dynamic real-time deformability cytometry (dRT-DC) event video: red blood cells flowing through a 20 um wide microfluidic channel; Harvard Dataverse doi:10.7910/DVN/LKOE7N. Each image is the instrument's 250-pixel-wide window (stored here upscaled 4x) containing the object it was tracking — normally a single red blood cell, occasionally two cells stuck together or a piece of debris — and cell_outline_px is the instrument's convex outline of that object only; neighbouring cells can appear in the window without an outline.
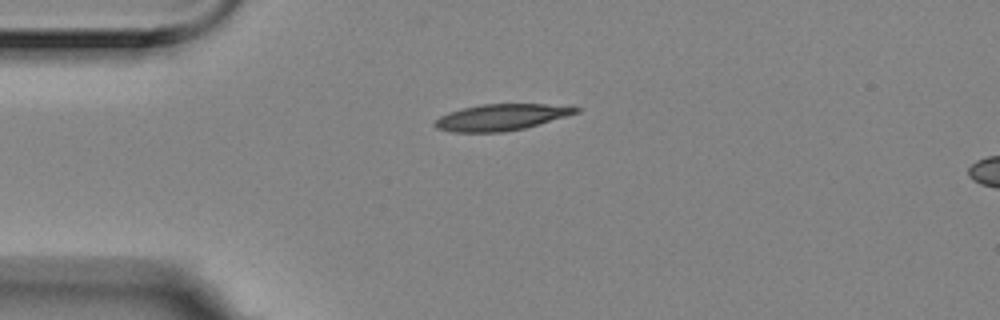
{"species": "Egyptian fruit bat (a non-hibernating species)", "species_latin": "Rousettus aegyptiacus", "temperature_condition": "room temperature", "stored_images_in_passage": 4, "segment_of_instrument_passage": [1, 2], "camera_frame_rate_fps": 3000, "um_per_image_px": 0.085, "animal": {"sex": "female"}, "frame": {"image": 1, "passage_image": 2, "time_ms": 0.333, "image_size_px": [1000, 320], "cell_outline_px": [[584, 108], [580, 112], [524, 128], [504, 132], [452, 132], [436, 128], [432, 124], [432, 120], [448, 112], [460, 108], [480, 104], [572, 104]], "centroid_in_image_um": [42.64, 9.94], "position_along_channel_um": 42.4, "area_um2": 22.2}}